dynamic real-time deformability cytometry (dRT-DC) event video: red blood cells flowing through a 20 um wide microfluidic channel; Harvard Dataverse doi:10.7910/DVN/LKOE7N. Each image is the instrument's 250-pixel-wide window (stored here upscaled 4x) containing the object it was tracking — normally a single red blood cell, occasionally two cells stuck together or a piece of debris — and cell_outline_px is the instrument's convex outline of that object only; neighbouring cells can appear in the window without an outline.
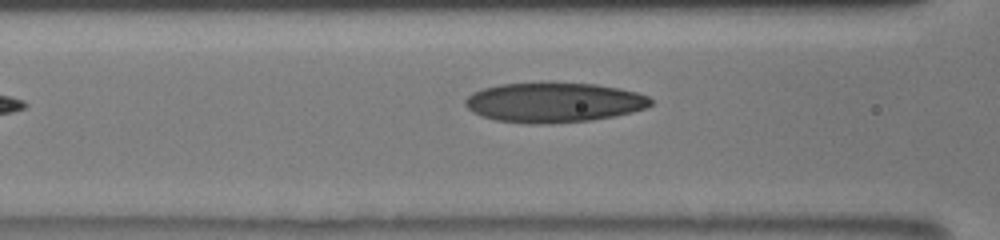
{"species": "human", "species_latin": "Homo sapiens", "temperature_condition": "room temperature", "stored_images_in_passage": 5, "segment_of_instrument_passage": [2, 2], "camera_frame_rate_fps": 3000, "um_per_image_px": 0.085, "donor": {"sex": "male"}, "frame": {"image": 1, "passage_image": 5, "time_ms": 1.333, "image_size_px": [1000, 240], "cell_outline_px": [[652, 104], [644, 108], [632, 112], [616, 116], [592, 120], [544, 124], [528, 124], [496, 120], [480, 116], [472, 112], [464, 104], [464, 100], [472, 92], [484, 88], [500, 84], [548, 80], [552, 80], [596, 84], [620, 88], [636, 92], [648, 96], [652, 100]], "centroid_in_image_um": [47.05, 8.67], "position_along_channel_um": 119.5, "area_um2": 44.22}}